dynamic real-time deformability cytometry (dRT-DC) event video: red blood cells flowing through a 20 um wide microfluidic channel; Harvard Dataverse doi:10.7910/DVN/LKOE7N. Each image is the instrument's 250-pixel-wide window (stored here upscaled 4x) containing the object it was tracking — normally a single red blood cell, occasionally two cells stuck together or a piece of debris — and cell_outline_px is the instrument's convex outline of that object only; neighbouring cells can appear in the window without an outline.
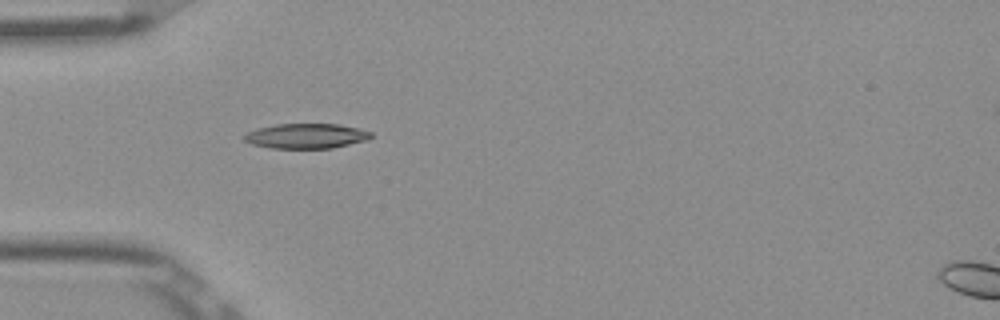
{"species": "Egyptian fruit bat (a non-hibernating species)", "species_latin": "Rousettus aegyptiacus", "temperature_condition": "room temperature", "stored_images_in_passage": 37, "camera_frame_rate_fps": 3000, "um_per_image_px": 0.085, "frame": {"image": 1, "passage_image": 1, "time_ms": 0.0, "image_size_px": [1000, 320], "cell_outline_px": [[372, 136], [368, 140], [332, 148], [268, 148], [252, 144], [244, 140], [244, 136], [248, 132], [256, 128], [276, 124], [340, 124], [372, 132]], "centroid_in_image_um": [26.02, 11.56], "position_along_channel_um": 59.0, "area_um2": 18.44}}
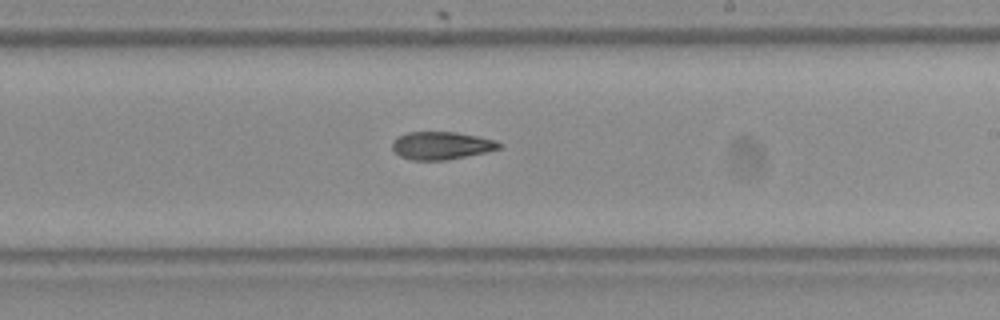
{"frame": {"image": 2, "passage_image": 16, "time_ms": 5.0, "image_size_px": [1000, 320], "cell_outline_px": [[504, 144], [500, 148], [484, 152], [448, 160], [412, 160], [400, 156], [392, 148], [392, 144], [400, 136], [408, 132], [456, 132], [480, 136], [496, 140]], "centroid_in_image_um": [37.57, 12.37], "position_along_channel_um": 251.4, "area_um2": 17.22}}
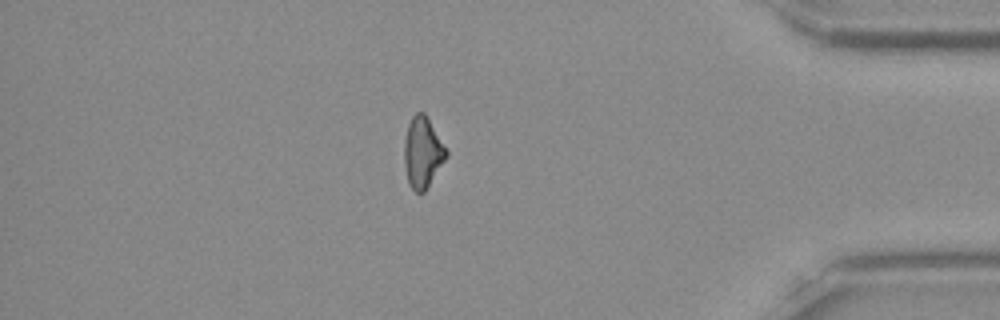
{"frame": {"image": 3, "passage_image": 30, "time_ms": 9.667, "image_size_px": [1000, 320], "cell_outline_px": [[448, 156], [424, 192], [416, 192], [408, 184], [404, 164], [404, 140], [408, 124], [412, 116], [416, 112], [424, 112], [448, 152]], "centroid_in_image_um": [35.9, 12.96], "position_along_channel_um": 399.3, "area_um2": 17.22}, "authors_computed_cell_mechanics": {"area_um2": 17.7446, "velocity_mm_per_s": 3.9121, "shape_relaxation_time_tau1_ms": 7.2646, "shape_relaxation_time_tau2_ms": null, "deformation_change_tau1": 0.1864, "deformation_change_tau2": null}}